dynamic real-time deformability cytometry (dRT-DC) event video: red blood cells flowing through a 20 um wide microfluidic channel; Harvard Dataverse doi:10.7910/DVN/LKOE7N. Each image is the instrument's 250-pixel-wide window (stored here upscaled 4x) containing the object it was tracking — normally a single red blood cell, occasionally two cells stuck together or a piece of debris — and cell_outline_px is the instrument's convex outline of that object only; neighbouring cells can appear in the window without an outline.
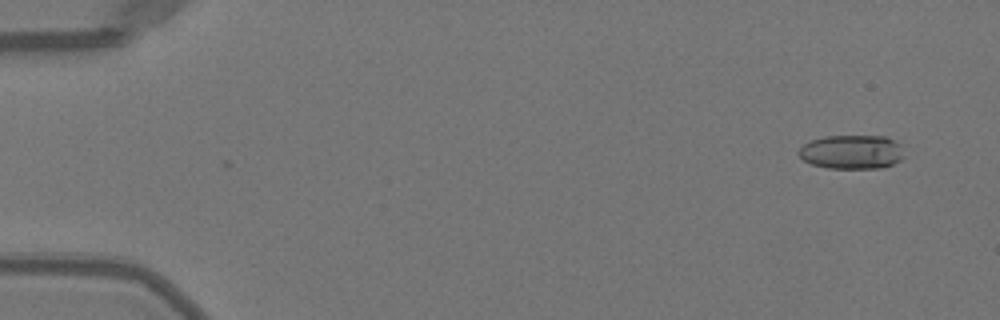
{"species": "Egyptian fruit bat (a non-hibernating species)", "species_latin": "Rousettus aegyptiacus", "temperature_condition": "warm", "stored_images_in_passage": 3, "camera_frame_rate_fps": 3000, "um_per_image_px": 0.085, "animal": {"sex": "female"}, "frame": {"image": 1, "passage_image": 3, "time_ms": 0.667, "image_size_px": [1000, 320], "cell_outline_px": [[904, 156], [900, 160], [892, 164], [880, 168], [828, 168], [812, 164], [804, 160], [796, 152], [808, 140], [824, 136], [884, 136], [900, 144]], "centroid_in_image_um": [72.37, 12.91], "position_along_channel_um": 12.6, "area_um2": 20.92}}